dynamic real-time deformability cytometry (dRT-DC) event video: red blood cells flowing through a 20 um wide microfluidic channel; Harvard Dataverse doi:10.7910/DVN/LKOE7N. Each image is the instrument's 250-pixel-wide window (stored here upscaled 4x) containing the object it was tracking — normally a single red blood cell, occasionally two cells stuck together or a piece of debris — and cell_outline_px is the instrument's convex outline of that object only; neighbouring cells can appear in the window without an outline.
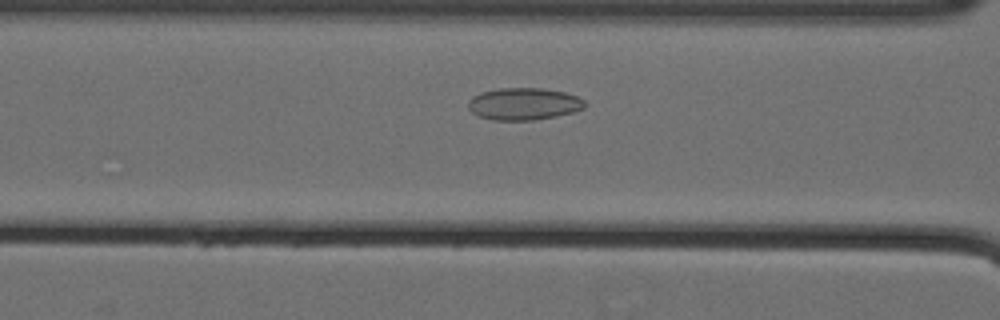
{"species": "Egyptian fruit bat (a non-hibernating species)", "species_latin": "Rousettus aegyptiacus", "temperature_condition": "cold", "stored_images_in_passage": 47, "camera_frame_rate_fps": 3000, "um_per_image_px": 0.085, "animal": {"sex": "female"}, "frame": {"image": 1, "passage_image": 15, "time_ms": 4.667, "image_size_px": [1000, 320], "cell_outline_px": [[588, 104], [584, 108], [572, 112], [556, 116], [536, 120], [492, 120], [476, 116], [468, 108], [468, 100], [472, 96], [480, 92], [496, 88], [544, 88], [564, 92], [576, 96], [584, 100]], "centroid_in_image_um": [44.49, 8.83], "position_along_channel_um": 122.1, "area_um2": 22.14}}
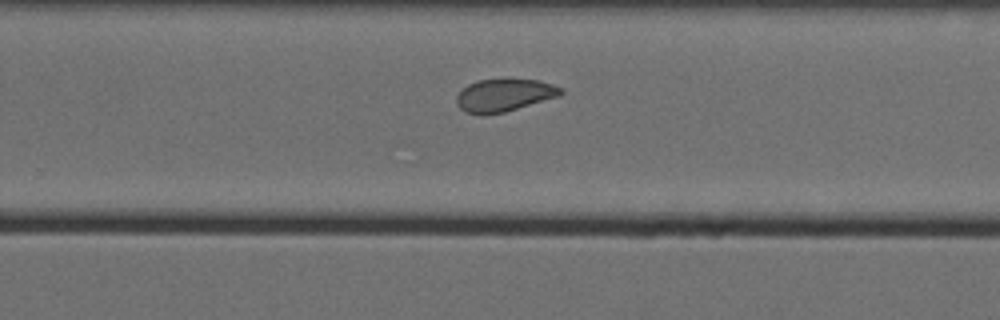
{"frame": {"image": 2, "passage_image": 29, "time_ms": 9.333, "image_size_px": [1000, 320], "cell_outline_px": [[564, 92], [560, 96], [504, 112], [464, 112], [456, 104], [456, 96], [468, 84], [480, 80], [536, 80], [552, 84], [564, 88]], "centroid_in_image_um": [42.9, 8.07], "position_along_channel_um": 286.9, "area_um2": 19.19}}
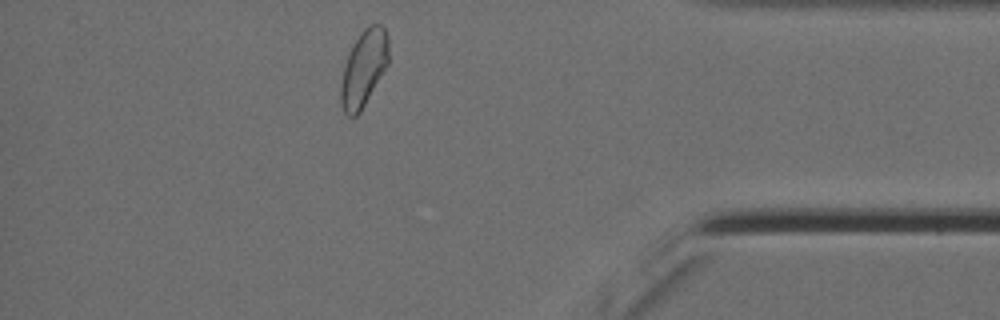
{"frame": {"image": 3, "passage_image": 41, "time_ms": 13.333, "image_size_px": [1000, 320], "cell_outline_px": [[388, 64], [360, 112], [356, 116], [348, 116], [344, 112], [340, 100], [340, 84], [344, 68], [348, 56], [360, 32], [368, 24], [380, 24], [384, 28], [388, 36]], "centroid_in_image_um": [30.92, 5.8], "position_along_channel_um": 404.3, "area_um2": 20.98}, "authors_computed_cell_mechanics": {"area_um2": 21.5016, "velocity_mm_per_s": 3.5498, "shape_relaxation_time_tau1_ms": null, "shape_relaxation_time_tau2_ms": 3.3239, "deformation_change_tau1": null, "deformation_change_tau2": 0.0872}}